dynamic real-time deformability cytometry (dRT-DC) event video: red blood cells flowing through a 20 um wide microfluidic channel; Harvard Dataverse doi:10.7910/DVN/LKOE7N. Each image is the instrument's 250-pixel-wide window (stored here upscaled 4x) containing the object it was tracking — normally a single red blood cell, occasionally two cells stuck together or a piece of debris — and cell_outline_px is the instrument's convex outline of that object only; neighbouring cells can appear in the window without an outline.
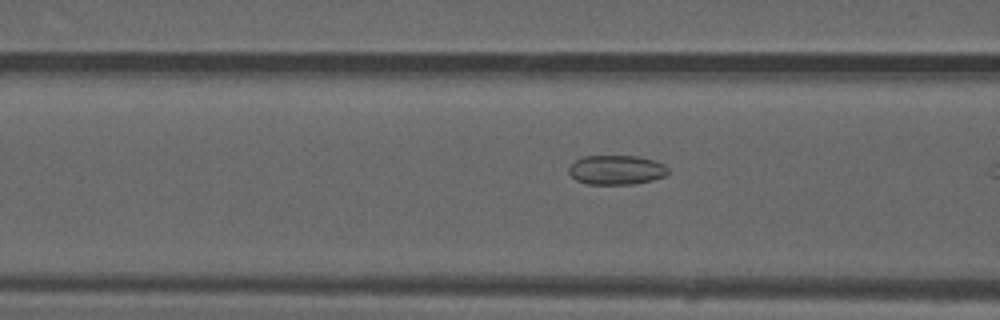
{"species": "common noctule bat (a hibernating species)", "species_latin": "Nyctalus noctula", "temperature_condition": "warm", "stored_images_in_passage": 16, "camera_frame_rate_fps": 3000, "um_per_image_px": 0.085, "animal": {"sex": "male", "forearm_length_mm": 52.5}, "frame": {"image": 1, "passage_image": 14, "time_ms": 4.333, "image_size_px": [1000, 320], "cell_outline_px": [[668, 172], [664, 176], [652, 180], [632, 184], [588, 184], [576, 180], [568, 172], [568, 168], [576, 160], [584, 156], [640, 156], [656, 160], [664, 164], [668, 168]], "centroid_in_image_um": [52.41, 14.43], "position_along_channel_um": 114.2, "area_um2": 17.05}}